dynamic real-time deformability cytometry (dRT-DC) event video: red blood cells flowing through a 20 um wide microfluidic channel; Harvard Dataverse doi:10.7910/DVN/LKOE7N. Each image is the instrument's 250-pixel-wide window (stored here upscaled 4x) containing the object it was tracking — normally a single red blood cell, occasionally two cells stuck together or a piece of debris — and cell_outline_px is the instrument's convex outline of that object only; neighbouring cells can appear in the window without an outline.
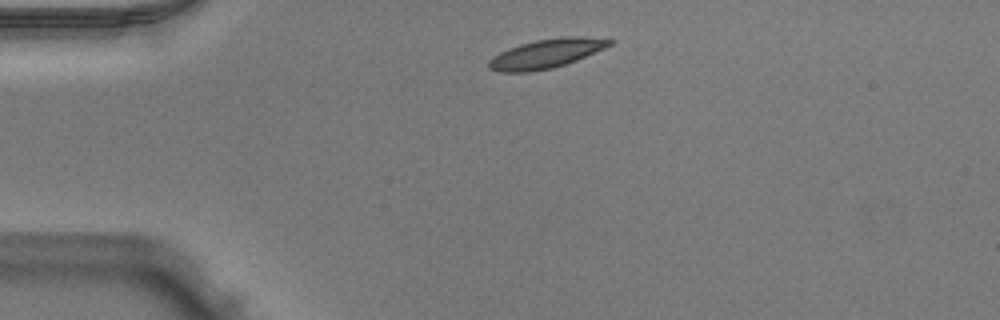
{"species": "Egyptian fruit bat (a non-hibernating species)", "species_latin": "Rousettus aegyptiacus", "temperature_condition": "warm", "stored_images_in_passage": 40, "camera_frame_rate_fps": 3000, "um_per_image_px": 0.085, "animal": {"sex": "male"}, "frame": {"image": 1, "passage_image": 1, "time_ms": 0.0, "image_size_px": [1000, 320], "cell_outline_px": [[616, 40], [612, 44], [604, 48], [576, 60], [552, 68], [528, 72], [500, 72], [488, 68], [488, 60], [500, 52], [508, 48], [520, 44], [536, 40], [560, 36], [580, 36]], "centroid_in_image_um": [46.41, 4.55], "position_along_channel_um": 38.6, "area_um2": 20.4}}
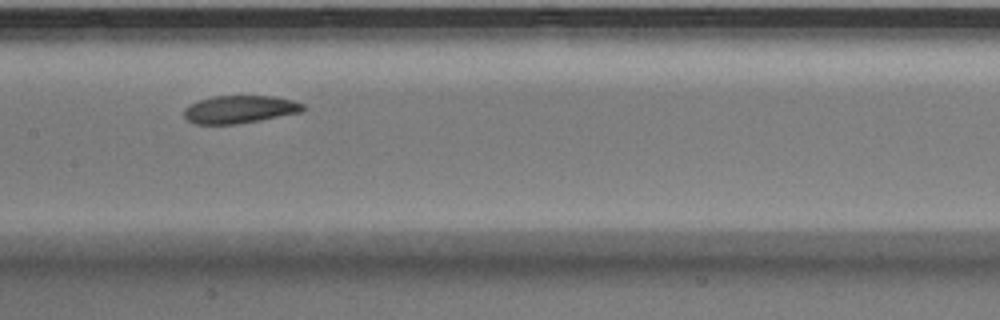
{"frame": {"image": 2, "passage_image": 15, "time_ms": 4.667, "image_size_px": [1000, 320], "cell_outline_px": [[304, 108], [300, 112], [260, 120], [236, 124], [192, 124], [184, 116], [184, 108], [200, 100], [212, 96], [276, 96], [292, 100], [304, 104]], "centroid_in_image_um": [20.36, 9.29], "position_along_channel_um": 187.0, "area_um2": 19.13}}
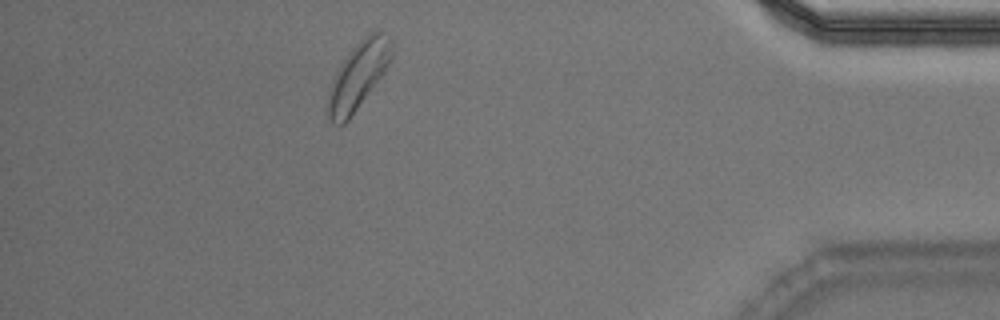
{"frame": {"image": 3, "passage_image": 35, "time_ms": 11.333, "image_size_px": [1000, 320], "cell_outline_px": [[392, 60], [348, 120], [344, 124], [332, 124], [328, 116], [328, 96], [332, 80], [340, 64], [348, 52], [364, 36], [372, 32], [380, 32], [392, 44]], "centroid_in_image_um": [30.42, 6.44], "position_along_channel_um": 404.8, "area_um2": 24.1}, "authors_computed_cell_mechanics": {"area_um2": 20.4034, "velocity_mm_per_s": 3.9261, "shape_relaxation_time_tau1_ms": 4.8723, "shape_relaxation_time_tau2_ms": 7.892, "deformation_change_tau1": 0.1054, "deformation_change_tau2": 0.1453}}